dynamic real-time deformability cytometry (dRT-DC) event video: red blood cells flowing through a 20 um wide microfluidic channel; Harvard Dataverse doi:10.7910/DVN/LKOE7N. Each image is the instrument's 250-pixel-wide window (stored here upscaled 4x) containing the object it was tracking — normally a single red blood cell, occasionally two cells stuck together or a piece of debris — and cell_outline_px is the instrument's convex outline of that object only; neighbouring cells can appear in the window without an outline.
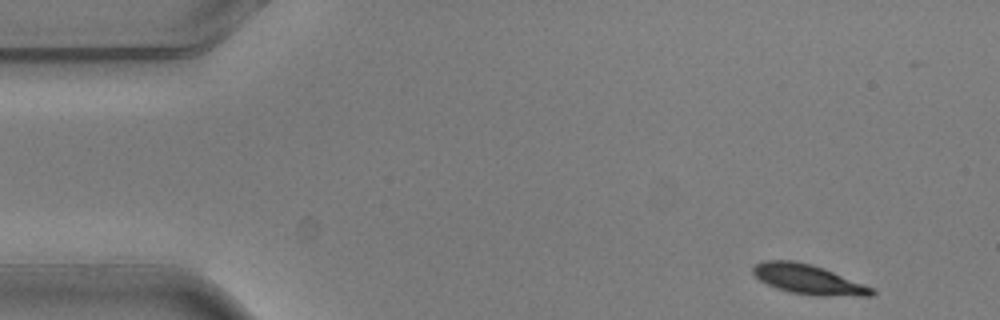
{"species": "common noctule bat (a hibernating species)", "species_latin": "Nyctalus noctula", "temperature_condition": "warm", "stored_images_in_passage": 4, "camera_frame_rate_fps": 3000, "um_per_image_px": 0.085, "animal": {"sex": "male", "body_mass_g": 20.5, "forearm_length_mm": 52.5}, "frame": {"image": 1, "passage_image": 1, "time_ms": 0.0, "image_size_px": [1000, 320], "cell_outline_px": [[876, 292], [872, 296], [816, 296], [788, 292], [776, 288], [760, 280], [752, 272], [752, 268], [756, 264], [764, 260], [792, 260], [812, 264], [824, 268], [876, 288]], "centroid_in_image_um": [68.76, 23.76], "position_along_channel_um": 16.2, "area_um2": 20.87}}
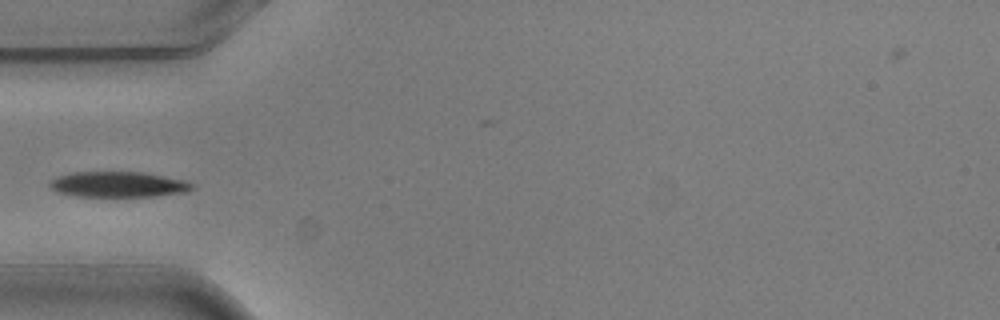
{"frame": {"image": 2, "passage_image": 4, "time_ms": 1.0, "image_size_px": [1000, 320], "cell_outline_px": [[196, 188], [188, 192], [152, 196], [76, 196], [56, 192], [48, 184], [52, 180], [60, 176], [72, 172], [144, 172], [188, 180], [196, 184]], "centroid_in_image_um": [10.15, 15.67], "position_along_channel_um": 74.8, "area_um2": 21.39}}